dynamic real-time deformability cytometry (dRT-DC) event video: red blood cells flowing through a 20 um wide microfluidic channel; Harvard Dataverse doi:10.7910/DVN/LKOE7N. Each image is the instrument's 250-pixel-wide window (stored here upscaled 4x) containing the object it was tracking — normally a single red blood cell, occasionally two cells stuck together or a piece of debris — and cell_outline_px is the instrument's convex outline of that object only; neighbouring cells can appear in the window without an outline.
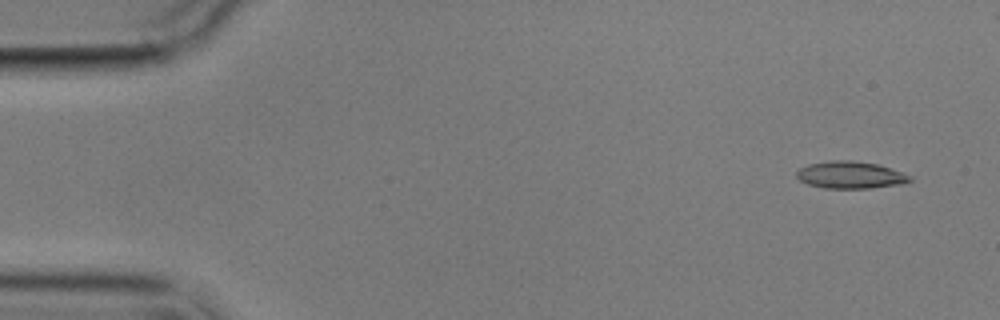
{"species": "common noctule bat (a hibernating species)", "species_latin": "Nyctalus noctula", "temperature_condition": "cold", "stored_images_in_passage": 5, "camera_frame_rate_fps": 3000, "um_per_image_px": 0.085, "animal": {"sex": "male", "body_mass_g": 17.9}, "frame": {"image": 1, "passage_image": 1, "time_ms": 0.0, "image_size_px": [1000, 320], "cell_outline_px": [[912, 180], [900, 184], [868, 188], [824, 188], [808, 184], [800, 180], [796, 176], [796, 172], [800, 168], [808, 164], [828, 160], [852, 160], [876, 164], [912, 176]], "centroid_in_image_um": [72.24, 14.86], "position_along_channel_um": 12.8, "area_um2": 17.74}}